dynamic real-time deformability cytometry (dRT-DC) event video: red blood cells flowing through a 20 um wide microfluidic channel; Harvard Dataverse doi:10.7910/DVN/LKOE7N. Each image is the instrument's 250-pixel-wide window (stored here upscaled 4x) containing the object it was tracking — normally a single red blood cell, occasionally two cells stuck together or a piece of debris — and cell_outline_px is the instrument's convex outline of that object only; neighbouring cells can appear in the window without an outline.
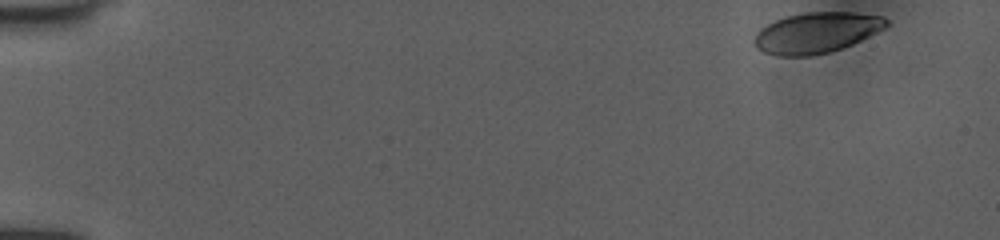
{"species": "human", "species_latin": "Homo sapiens", "temperature_condition": "room temperature", "stored_images_in_passage": 49, "camera_frame_rate_fps": 3000, "um_per_image_px": 0.085, "donor": {"sex": "female"}, "frame": {"image": 1, "passage_image": 1, "time_ms": 0.0, "image_size_px": [1000, 240], "cell_outline_px": [[888, 24], [884, 28], [852, 44], [828, 52], [808, 56], [776, 56], [764, 52], [756, 48], [752, 40], [756, 32], [760, 28], [776, 20], [788, 16], [804, 12], [852, 12], [884, 16], [888, 20]], "centroid_in_image_um": [69.36, 2.77], "position_along_channel_um": 15.6, "area_um2": 31.21}}
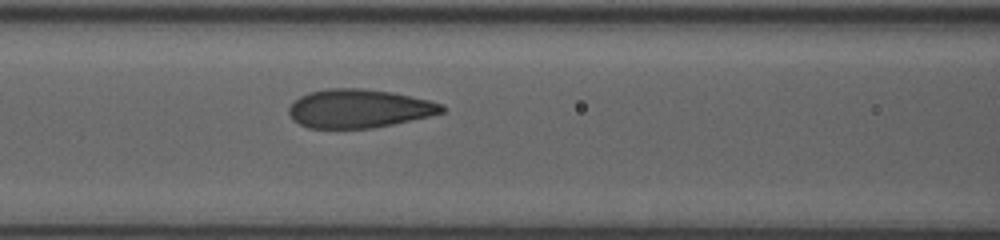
{"frame": {"image": 2, "passage_image": 21, "time_ms": 6.667, "image_size_px": [1000, 240], "cell_outline_px": [[444, 112], [428, 116], [392, 124], [372, 128], [308, 128], [292, 120], [288, 112], [288, 108], [292, 100], [308, 92], [328, 88], [360, 88], [392, 92], [428, 100], [444, 104]], "centroid_in_image_um": [30.45, 9.22], "position_along_channel_um": 136.1, "area_um2": 34.45}}
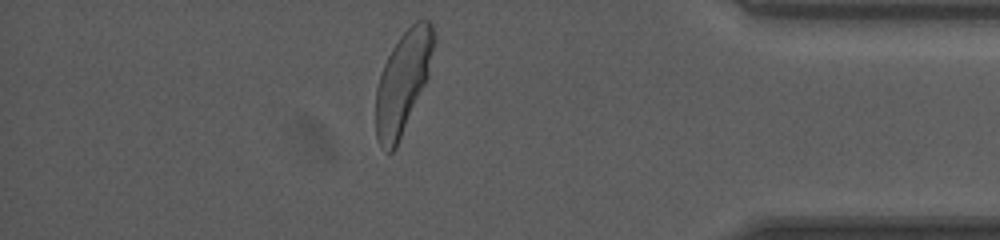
{"frame": {"image": 3, "passage_image": 43, "time_ms": 14.0, "image_size_px": [1000, 240], "cell_outline_px": [[436, 40], [428, 80], [396, 148], [392, 152], [384, 152], [376, 136], [376, 88], [384, 64], [392, 48], [400, 36], [416, 20], [428, 20], [432, 24], [436, 32]], "centroid_in_image_um": [34.28, 6.97], "position_along_channel_um": 400.9, "area_um2": 34.8}, "authors_computed_cell_mechanics": {"area_um2": 34.2754, "velocity_mm_per_s": 3.9916, "shape_relaxation_time_tau1_ms": 3.534, "shape_relaxation_time_tau2_ms": null, "deformation_change_tau1": 0.1564, "deformation_change_tau2": null}}